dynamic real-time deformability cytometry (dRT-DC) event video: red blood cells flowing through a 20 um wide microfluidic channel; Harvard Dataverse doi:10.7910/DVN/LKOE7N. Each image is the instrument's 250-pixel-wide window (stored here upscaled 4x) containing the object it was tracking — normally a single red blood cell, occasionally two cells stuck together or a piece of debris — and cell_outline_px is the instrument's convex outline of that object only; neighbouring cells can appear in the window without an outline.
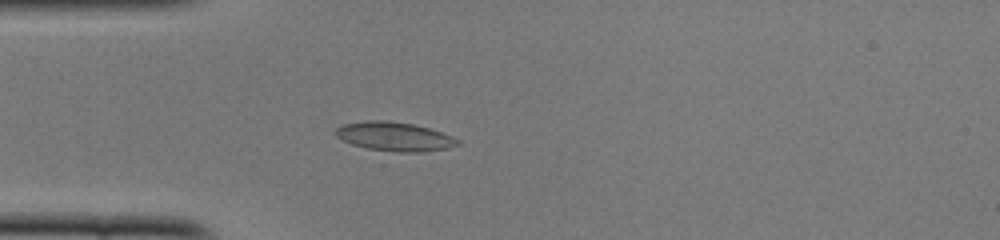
{"species": "common noctule bat (a hibernating species)", "species_latin": "Nyctalus noctula", "temperature_condition": "cold", "stored_images_in_passage": 38, "camera_frame_rate_fps": 3000, "um_per_image_px": 0.085, "animal": {"sex": "female", "body_mass_g": 22.0, "forearm_length_mm": 56.7}, "frame": {"image": 1, "passage_image": 1, "time_ms": 0.0, "image_size_px": [1000, 240], "cell_outline_px": [[460, 144], [448, 148], [420, 152], [396, 152], [368, 148], [352, 144], [336, 136], [332, 132], [336, 128], [344, 124], [368, 120], [388, 120], [412, 124], [428, 128], [452, 136], [460, 140]], "centroid_in_image_um": [33.52, 11.6], "position_along_channel_um": 51.5, "area_um2": 20.52}}
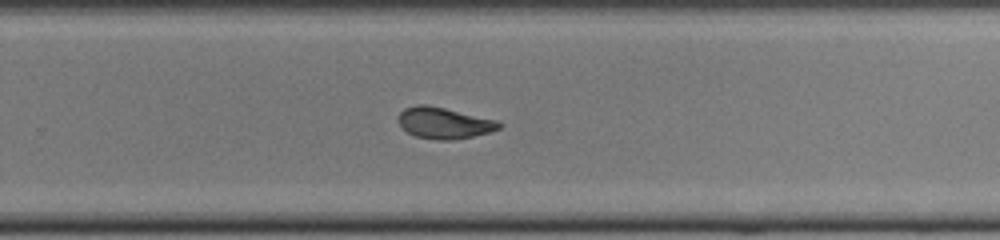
{"frame": {"image": 2, "passage_image": 20, "time_ms": 6.333, "image_size_px": [1000, 240], "cell_outline_px": [[500, 128], [488, 132], [472, 136], [452, 140], [436, 140], [416, 136], [408, 132], [400, 124], [400, 112], [404, 108], [416, 104], [424, 104], [444, 108], [496, 120], [500, 124]], "centroid_in_image_um": [37.72, 10.45], "position_along_channel_um": 292.1, "area_um2": 17.92}}
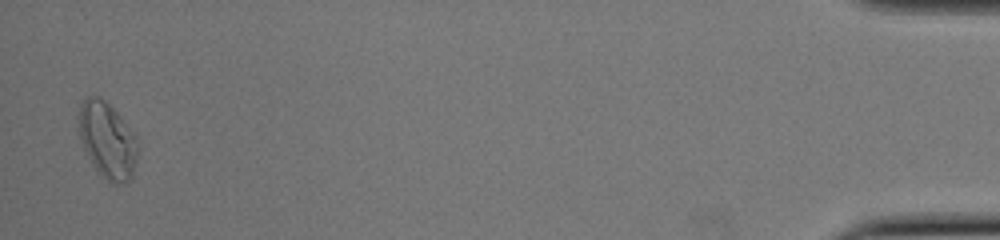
{"frame": {"image": 3, "passage_image": 37, "time_ms": 12.0, "image_size_px": [1000, 240], "cell_outline_px": [[136, 160], [132, 180], [124, 184], [112, 184], [100, 176], [88, 156], [80, 140], [76, 128], [76, 116], [80, 104], [88, 96], [100, 96], [120, 116], [136, 136]], "centroid_in_image_um": [9.08, 11.93], "position_along_channel_um": 426.1, "area_um2": 26.65}, "authors_computed_cell_mechanics": {"area_um2": 18.6983, "velocity_mm_per_s": 3.9216, "shape_relaxation_time_tau1_ms": 7.6598, "shape_relaxation_time_tau2_ms": 1.5246, "deformation_change_tau1": 0.2208, "deformation_change_tau2": 0.0695}}